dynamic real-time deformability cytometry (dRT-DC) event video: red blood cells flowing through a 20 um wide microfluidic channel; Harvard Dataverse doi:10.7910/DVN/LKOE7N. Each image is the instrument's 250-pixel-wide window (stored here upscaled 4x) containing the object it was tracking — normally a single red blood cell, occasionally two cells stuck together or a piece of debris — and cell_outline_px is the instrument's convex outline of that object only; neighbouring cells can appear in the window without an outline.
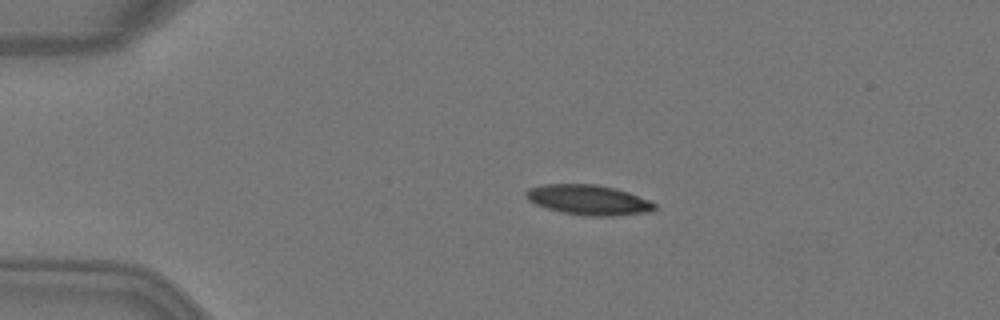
{"species": "Egyptian fruit bat (a non-hibernating species)", "species_latin": "Rousettus aegyptiacus", "temperature_condition": "warm", "stored_images_in_passage": 4, "camera_frame_rate_fps": 3000, "um_per_image_px": 0.085, "animal": {"sex": "female"}, "frame": {"image": 1, "passage_image": 3, "time_ms": 0.667, "image_size_px": [1000, 320], "cell_outline_px": [[656, 208], [652, 212], [616, 216], [584, 216], [560, 212], [536, 204], [528, 200], [524, 192], [528, 188], [544, 184], [596, 184], [616, 188], [628, 192], [648, 200], [656, 204]], "centroid_in_image_um": [50.03, 17.0], "position_along_channel_um": 35.0, "area_um2": 22.72}}